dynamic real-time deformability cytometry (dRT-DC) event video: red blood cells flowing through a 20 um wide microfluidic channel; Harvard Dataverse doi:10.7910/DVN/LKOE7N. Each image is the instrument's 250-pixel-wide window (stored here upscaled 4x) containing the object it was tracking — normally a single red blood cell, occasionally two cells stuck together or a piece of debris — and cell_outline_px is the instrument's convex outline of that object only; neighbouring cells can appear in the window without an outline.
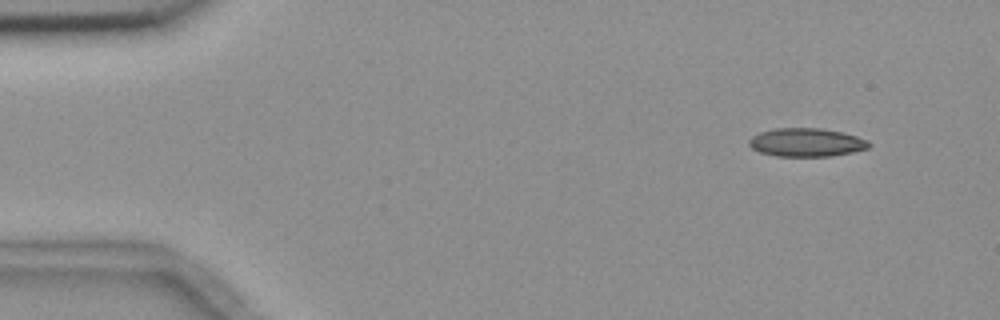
{"species": "common noctule bat (a hibernating species)", "species_latin": "Nyctalus noctula", "temperature_condition": "room temperature", "stored_images_in_passage": 4, "camera_frame_rate_fps": 3000, "um_per_image_px": 0.085, "animal": {"sex": "female", "body_mass_g": 18.4}, "frame": {"image": 1, "passage_image": 1, "time_ms": 0.0, "image_size_px": [1000, 320], "cell_outline_px": [[872, 144], [868, 148], [852, 152], [832, 156], [776, 156], [760, 152], [752, 148], [748, 144], [748, 140], [752, 136], [760, 132], [776, 128], [820, 128], [844, 132], [868, 140]], "centroid_in_image_um": [68.55, 12.1], "position_along_channel_um": 16.4, "area_um2": 19.94}}
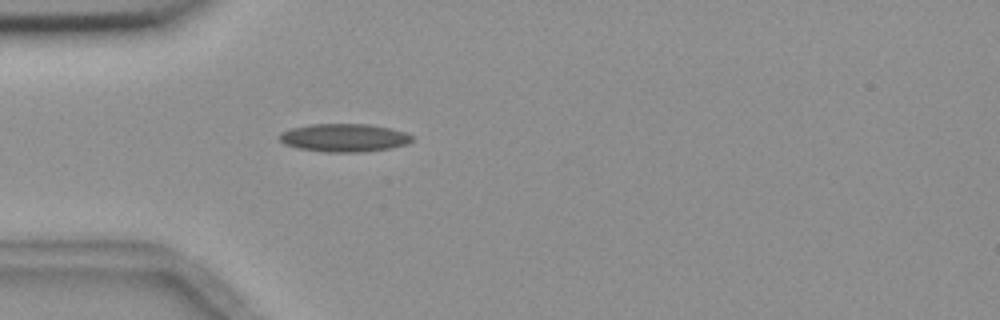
{"frame": {"image": 2, "passage_image": 4, "time_ms": 3.667, "image_size_px": [1000, 320], "cell_outline_px": [[412, 140], [408, 144], [392, 148], [364, 152], [324, 152], [296, 148], [284, 144], [276, 136], [280, 132], [292, 128], [312, 124], [368, 124], [388, 128], [404, 132], [412, 136]], "centroid_in_image_um": [29.21, 11.72], "position_along_channel_um": 55.8, "area_um2": 21.85}}